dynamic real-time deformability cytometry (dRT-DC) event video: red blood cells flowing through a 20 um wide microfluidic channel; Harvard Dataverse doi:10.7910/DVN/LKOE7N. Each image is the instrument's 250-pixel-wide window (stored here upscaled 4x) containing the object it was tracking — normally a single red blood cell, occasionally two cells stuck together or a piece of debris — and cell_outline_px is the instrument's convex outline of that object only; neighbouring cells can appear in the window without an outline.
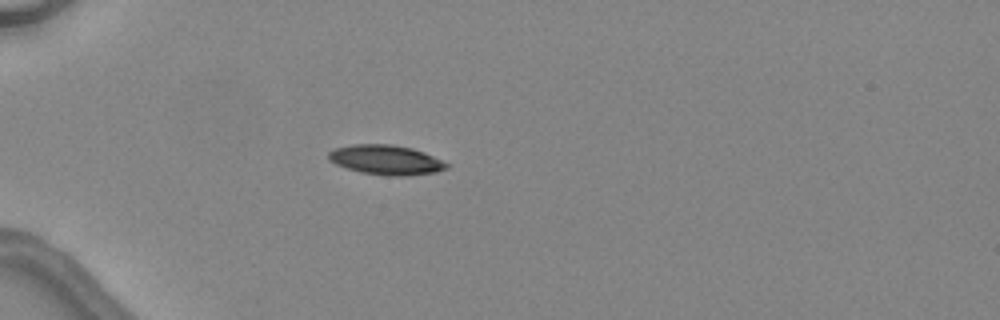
{"species": "common noctule bat (a hibernating species)", "species_latin": "Nyctalus noctula", "temperature_condition": "warm", "stored_images_in_passage": 1, "camera_frame_rate_fps": 3000, "um_per_image_px": 0.085, "animal": {"sex": "female", "body_mass_g": 24.6, "forearm_length_mm": 56.2}, "frame": {"image": 1, "passage_image": 1, "time_ms": 0.0, "image_size_px": [1000, 320], "cell_outline_px": [[448, 168], [436, 172], [404, 176], [388, 176], [360, 172], [336, 164], [328, 160], [328, 152], [332, 148], [352, 144], [392, 144], [412, 148], [424, 152], [448, 164]], "centroid_in_image_um": [32.77, 13.58], "position_along_channel_um": 52.2, "area_um2": 20.46}}